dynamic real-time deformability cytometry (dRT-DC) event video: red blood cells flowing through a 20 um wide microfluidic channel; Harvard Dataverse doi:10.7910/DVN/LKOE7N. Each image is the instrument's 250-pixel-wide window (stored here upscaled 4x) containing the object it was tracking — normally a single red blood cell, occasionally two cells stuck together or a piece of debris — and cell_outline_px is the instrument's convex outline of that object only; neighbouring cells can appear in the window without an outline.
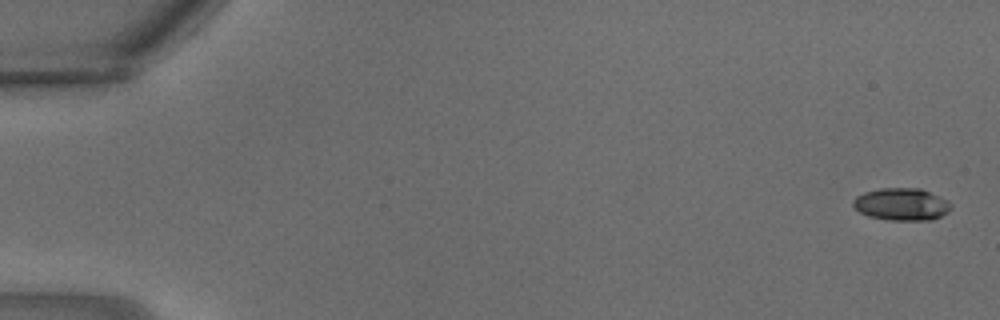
{"species": "common noctule bat (a hibernating species)", "species_latin": "Nyctalus noctula", "temperature_condition": "warm", "stored_images_in_passage": 9, "camera_frame_rate_fps": 3000, "um_per_image_px": 0.085, "animal": {"sex": "male", "body_mass_g": 18.8}, "frame": {"image": 1, "passage_image": 1, "time_ms": 0.0, "image_size_px": [1000, 320], "cell_outline_px": [[952, 208], [948, 212], [932, 220], [888, 220], [868, 216], [860, 212], [852, 204], [852, 200], [856, 196], [864, 192], [880, 188], [920, 188], [948, 200], [952, 204]], "centroid_in_image_um": [76.64, 17.36], "position_along_channel_um": 8.4, "area_um2": 18.55}}